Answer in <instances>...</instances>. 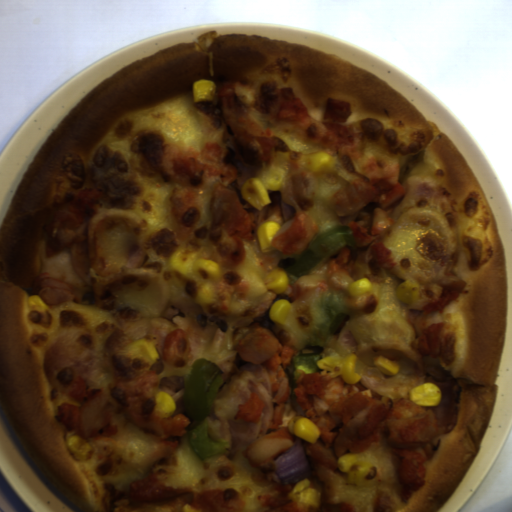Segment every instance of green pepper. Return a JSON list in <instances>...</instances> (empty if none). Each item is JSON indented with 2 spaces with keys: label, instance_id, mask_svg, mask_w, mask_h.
<instances>
[{
  "label": "green pepper",
  "instance_id": "green-pepper-1",
  "mask_svg": "<svg viewBox=\"0 0 512 512\" xmlns=\"http://www.w3.org/2000/svg\"><path fill=\"white\" fill-rule=\"evenodd\" d=\"M225 380L221 367L204 357L193 361L184 374L182 399L183 415L190 422L185 428L192 452L202 461L228 452L226 439H211L208 433V417L212 403Z\"/></svg>",
  "mask_w": 512,
  "mask_h": 512
},
{
  "label": "green pepper",
  "instance_id": "green-pepper-2",
  "mask_svg": "<svg viewBox=\"0 0 512 512\" xmlns=\"http://www.w3.org/2000/svg\"><path fill=\"white\" fill-rule=\"evenodd\" d=\"M352 314L342 290L329 289L314 298L311 309L313 326L305 334L298 353L285 366L291 400L295 401V387L298 384L295 378L304 373L322 372L317 362L323 359L324 349L331 344Z\"/></svg>",
  "mask_w": 512,
  "mask_h": 512
},
{
  "label": "green pepper",
  "instance_id": "green-pepper-3",
  "mask_svg": "<svg viewBox=\"0 0 512 512\" xmlns=\"http://www.w3.org/2000/svg\"><path fill=\"white\" fill-rule=\"evenodd\" d=\"M344 247L357 248L356 234L341 223L321 225L302 254L278 260L276 268L288 274V285L302 275H309L321 267Z\"/></svg>",
  "mask_w": 512,
  "mask_h": 512
}]
</instances>
